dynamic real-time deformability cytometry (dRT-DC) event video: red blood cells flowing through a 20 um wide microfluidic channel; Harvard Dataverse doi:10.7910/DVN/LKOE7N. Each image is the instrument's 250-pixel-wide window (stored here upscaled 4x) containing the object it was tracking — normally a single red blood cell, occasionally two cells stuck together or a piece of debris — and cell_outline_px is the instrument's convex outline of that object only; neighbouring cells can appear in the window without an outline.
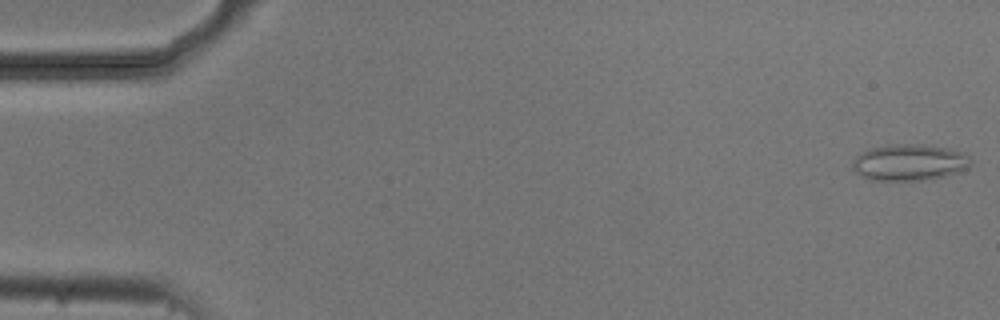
{"species": "common noctule bat (a hibernating species)", "species_latin": "Nyctalus noctula", "temperature_condition": "cold", "stored_images_in_passage": 54, "camera_frame_rate_fps": 3000, "um_per_image_px": 0.085, "animal": {"sex": "male", "body_mass_g": 20.5, "forearm_length_mm": 52.5}, "frame": {"image": 1, "passage_image": 1, "time_ms": 0.0, "image_size_px": [1000, 320], "cell_outline_px": [[972, 160], [968, 168], [944, 176], [924, 180], [872, 180], [860, 176], [852, 168], [852, 164], [856, 156], [872, 148], [904, 144], [920, 144], [948, 148], [960, 152], [968, 156]], "centroid_in_image_um": [77.3, 13.82], "position_along_channel_um": 7.7, "area_um2": 24.68}}
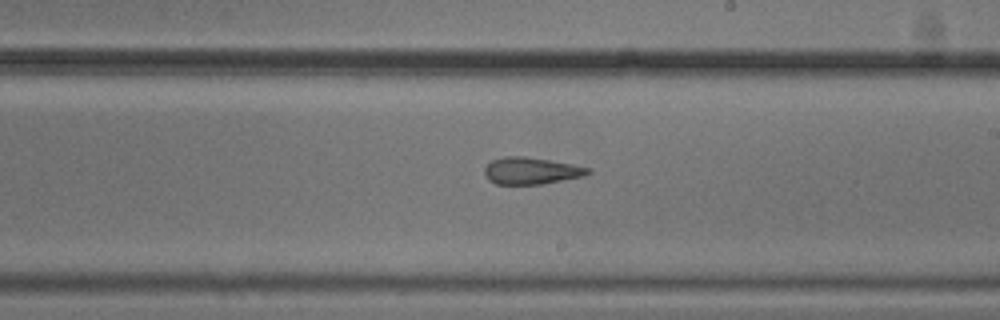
{"frame": {"image": 2, "passage_image": 31, "time_ms": 10.0, "image_size_px": [1000, 320], "cell_outline_px": [[592, 172], [584, 176], [540, 184], [496, 184], [488, 180], [484, 172], [484, 168], [492, 160], [504, 156], [524, 156], [572, 164], [588, 168]], "centroid_in_image_um": [45.12, 14.51], "position_along_channel_um": 243.9, "area_um2": 16.07}}
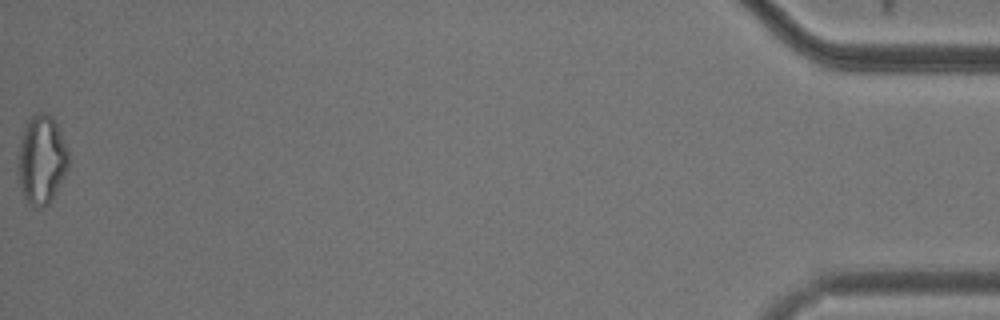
{"frame": {"image": 3, "passage_image": 54, "time_ms": 17.667, "image_size_px": [1000, 320], "cell_outline_px": [[68, 168], [64, 176], [48, 204], [40, 208], [32, 208], [28, 204], [24, 196], [20, 184], [20, 140], [32, 116], [36, 112], [44, 112], [52, 116], [56, 124], [68, 152]], "centroid_in_image_um": [3.56, 13.6], "position_along_channel_um": 431.6, "area_um2": 25.2}, "authors_computed_cell_mechanics": {"area_um2": 19.1318, "velocity_mm_per_s": 3.7283, "shape_relaxation_time_tau1_ms": null, "shape_relaxation_time_tau2_ms": 4.8679, "deformation_change_tau1": null, "deformation_change_tau2": 0.1255}}